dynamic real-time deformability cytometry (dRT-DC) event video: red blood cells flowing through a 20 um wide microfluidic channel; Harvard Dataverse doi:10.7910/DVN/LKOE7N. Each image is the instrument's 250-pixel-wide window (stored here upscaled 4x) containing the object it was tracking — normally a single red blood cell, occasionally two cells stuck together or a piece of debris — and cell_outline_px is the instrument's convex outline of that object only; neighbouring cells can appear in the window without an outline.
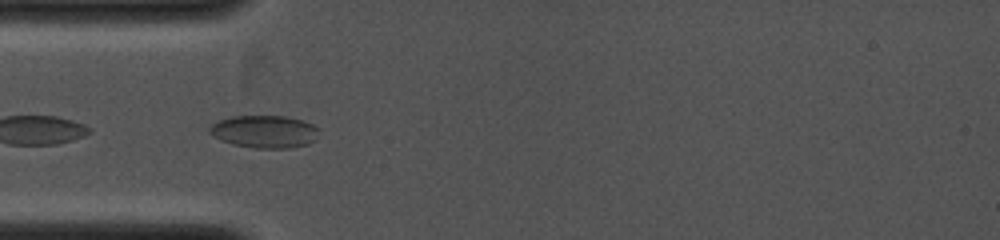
{"species": "common noctule bat (a hibernating species)", "species_latin": "Nyctalus noctula", "temperature_condition": "cold", "stored_images_in_passage": 6, "camera_frame_rate_fps": 4000, "um_per_image_px": 0.085, "animal": {"sex": "female", "body_mass_g": 19.0, "forearm_length_mm": 53.3}, "frame": {"image": 1, "passage_image": 2, "time_ms": 0.25, "image_size_px": [1000, 240], "cell_outline_px": [[320, 128], [316, 140], [308, 144], [288, 148], [256, 148], [232, 144], [220, 140], [208, 132], [208, 128], [212, 124], [220, 120], [232, 116], [284, 116], [300, 120], [312, 124]], "centroid_in_image_um": [22.49, 11.19], "position_along_channel_um": 62.5, "area_um2": 20.81}}